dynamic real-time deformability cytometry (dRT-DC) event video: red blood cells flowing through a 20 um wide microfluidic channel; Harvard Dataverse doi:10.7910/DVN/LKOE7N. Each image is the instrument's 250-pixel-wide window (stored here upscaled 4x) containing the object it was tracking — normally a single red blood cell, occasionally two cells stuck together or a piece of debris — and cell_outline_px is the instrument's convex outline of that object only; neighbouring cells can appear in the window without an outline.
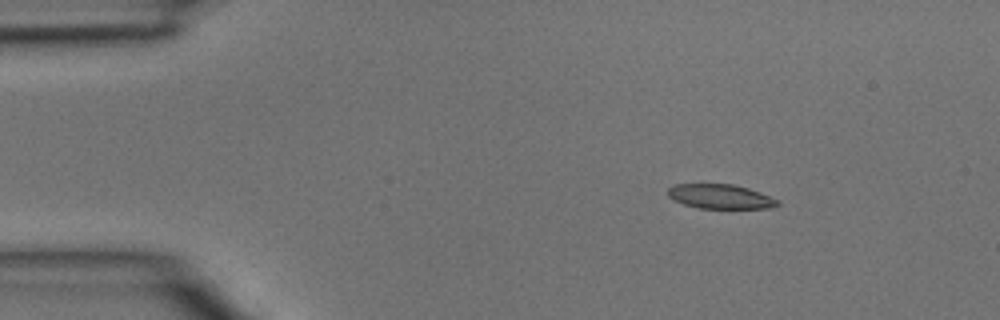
{"species": "common noctule bat (a hibernating species)", "species_latin": "Nyctalus noctula", "temperature_condition": "room temperature", "stored_images_in_passage": 2, "camera_frame_rate_fps": 3000, "um_per_image_px": 0.085, "animal": {"sex": "male", "body_mass_g": 15.6}, "frame": {"image": 1, "passage_image": 1, "time_ms": 0.0, "image_size_px": [1000, 320], "cell_outline_px": [[780, 204], [768, 208], [700, 208], [684, 204], [672, 200], [668, 196], [668, 188], [676, 184], [732, 184], [748, 188], [760, 192], [780, 200]], "centroid_in_image_um": [61.23, 16.7], "position_along_channel_um": 23.8, "area_um2": 15.61}}